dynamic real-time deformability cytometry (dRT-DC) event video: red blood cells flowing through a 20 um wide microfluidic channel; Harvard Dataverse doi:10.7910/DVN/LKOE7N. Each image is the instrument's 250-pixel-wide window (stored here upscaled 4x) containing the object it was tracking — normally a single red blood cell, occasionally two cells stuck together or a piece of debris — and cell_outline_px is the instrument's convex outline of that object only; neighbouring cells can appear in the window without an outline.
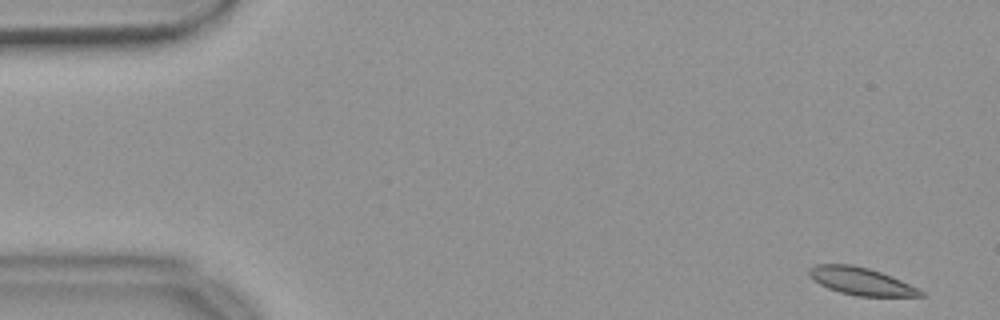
{"species": "common noctule bat (a hibernating species)", "species_latin": "Nyctalus noctula", "temperature_condition": "warm", "stored_images_in_passage": 54, "camera_frame_rate_fps": 3000, "um_per_image_px": 0.085, "animal": {"sex": "female", "body_mass_g": 18.4}, "frame": {"image": 1, "passage_image": 1, "time_ms": 0.0, "image_size_px": [1000, 320], "cell_outline_px": [[924, 296], [856, 296], [840, 292], [828, 288], [812, 280], [808, 276], [808, 268], [816, 264], [852, 264], [868, 268], [892, 276], [920, 288], [924, 292]], "centroid_in_image_um": [73.17, 23.9], "position_along_channel_um": 11.8, "area_um2": 18.03}}
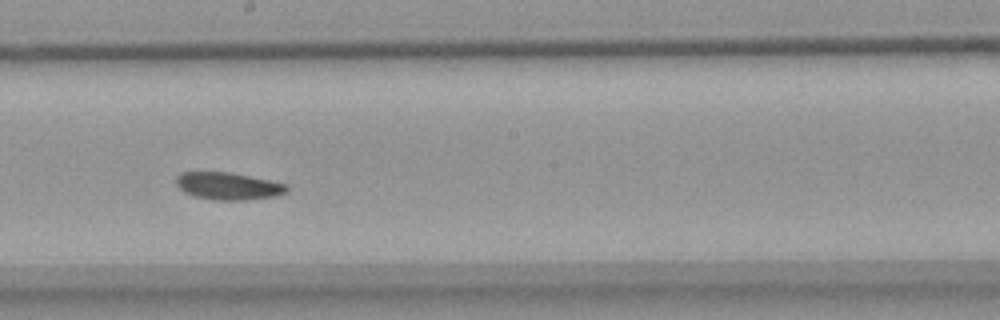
{"frame": {"image": 2, "passage_image": 29, "time_ms": 9.333, "image_size_px": [1000, 320], "cell_outline_px": [[288, 192], [276, 196], [248, 200], [212, 200], [196, 196], [184, 192], [176, 184], [176, 176], [180, 172], [228, 172], [288, 184]], "centroid_in_image_um": [19.41, 15.82], "position_along_channel_um": 228.8, "area_um2": 17.63}}
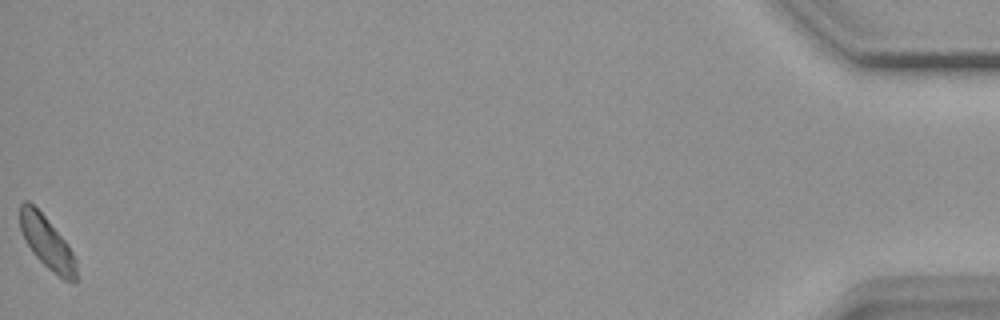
{"frame": {"image": 3, "passage_image": 54, "time_ms": 17.667, "image_size_px": [1000, 320], "cell_outline_px": [[76, 280], [64, 280], [52, 272], [32, 252], [24, 240], [20, 228], [20, 204], [24, 200], [28, 200], [44, 216], [68, 244], [76, 260]], "centroid_in_image_um": [3.97, 20.61], "position_along_channel_um": 431.2, "area_um2": 16.94}, "authors_computed_cell_mechanics": {"area_um2": 18.0047, "velocity_mm_per_s": 3.6237, "shape_relaxation_time_tau1_ms": null, "shape_relaxation_time_tau2_ms": 9.8086, "deformation_change_tau1": null, "deformation_change_tau2": 0.1324}}